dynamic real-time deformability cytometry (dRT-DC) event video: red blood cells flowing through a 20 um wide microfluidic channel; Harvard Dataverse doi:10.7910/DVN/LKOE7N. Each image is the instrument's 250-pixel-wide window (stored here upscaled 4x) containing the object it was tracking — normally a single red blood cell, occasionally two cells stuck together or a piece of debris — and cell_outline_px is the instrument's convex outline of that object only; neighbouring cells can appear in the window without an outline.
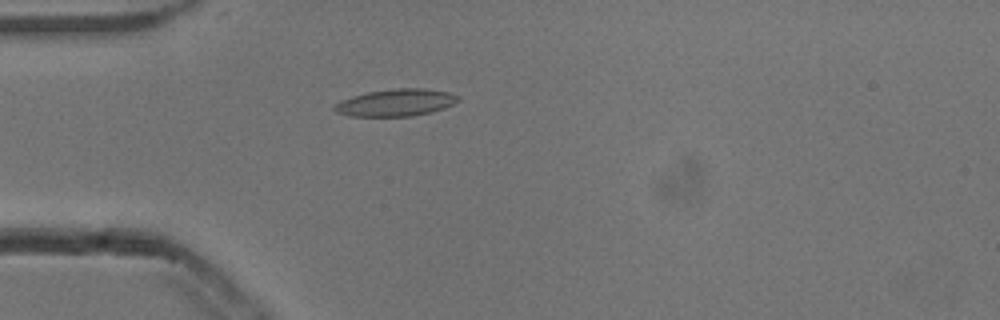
{"species": "common noctule bat (a hibernating species)", "species_latin": "Nyctalus noctula", "temperature_condition": "cold", "stored_images_in_passage": 53, "camera_frame_rate_fps": 3000, "um_per_image_px": 0.085, "animal": {"sex": "male", "body_mass_g": 13.3}, "frame": {"image": 1, "passage_image": 15, "time_ms": 4.667, "image_size_px": [1000, 320], "cell_outline_px": [[460, 100], [444, 108], [432, 112], [412, 116], [352, 116], [336, 112], [332, 108], [340, 100], [352, 96], [368, 92], [396, 88], [424, 88], [448, 92], [460, 96]], "centroid_in_image_um": [33.66, 8.72], "position_along_channel_um": 51.3, "area_um2": 19.54}}
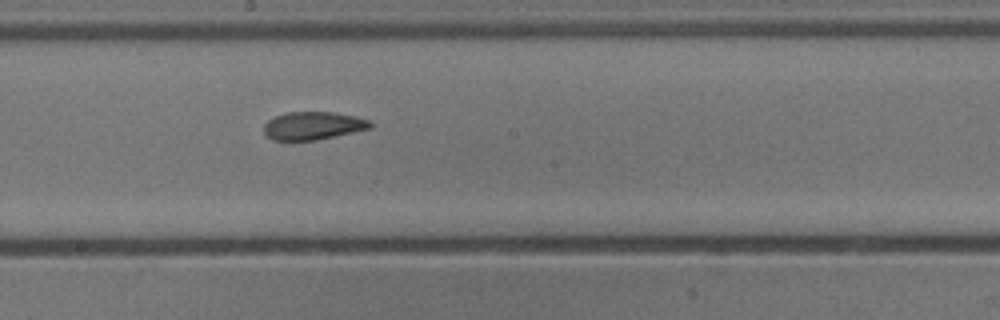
{"frame": {"image": 2, "passage_image": 29, "time_ms": 9.333, "image_size_px": [1000, 320], "cell_outline_px": [[372, 128], [316, 140], [272, 140], [264, 132], [264, 124], [268, 120], [276, 116], [288, 112], [332, 112], [356, 116], [372, 120]], "centroid_in_image_um": [26.64, 10.68], "position_along_channel_um": 221.6, "area_um2": 17.34}}
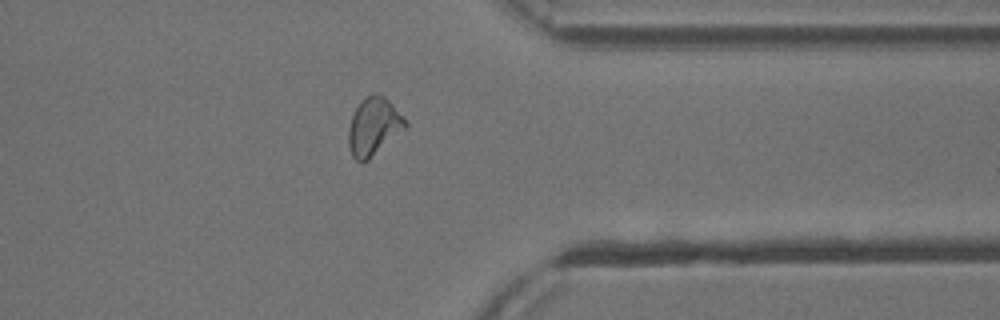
{"frame": {"image": 3, "passage_image": 42, "time_ms": 13.667, "image_size_px": [1000, 320], "cell_outline_px": [[408, 124], [404, 128], [368, 160], [356, 160], [352, 156], [348, 144], [348, 128], [352, 116], [360, 100], [376, 92], [384, 96], [392, 104]], "centroid_in_image_um": [31.72, 10.73], "position_along_channel_um": 379.7, "area_um2": 18.61}, "authors_computed_cell_mechanics": {"area_um2": 18.496, "velocity_mm_per_s": 3.8446, "shape_relaxation_time_tau1_ms": null, "shape_relaxation_time_tau2_ms": 2.5721, "deformation_change_tau1": null, "deformation_change_tau2": 0.0778}}